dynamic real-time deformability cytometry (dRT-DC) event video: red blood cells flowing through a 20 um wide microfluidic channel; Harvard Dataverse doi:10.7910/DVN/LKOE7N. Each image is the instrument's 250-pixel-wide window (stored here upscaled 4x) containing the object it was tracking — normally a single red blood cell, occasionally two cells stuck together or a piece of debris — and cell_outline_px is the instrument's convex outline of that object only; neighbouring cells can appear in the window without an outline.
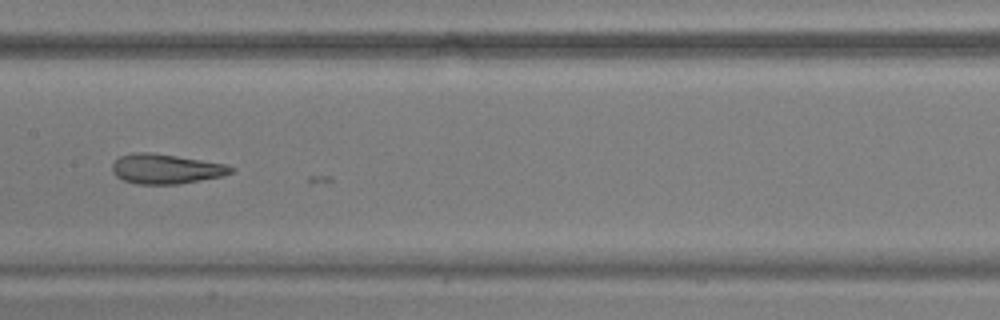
{"species": "common noctule bat (a hibernating species)", "species_latin": "Nyctalus noctula", "temperature_condition": "warm", "stored_images_in_passage": 13, "camera_frame_rate_fps": 3000, "um_per_image_px": 0.085, "animal": {"sex": "male", "body_mass_g": 17.9, "forearm_length_mm": 54.2}, "frame": {"image": 1, "passage_image": 12, "time_ms": 3.667, "image_size_px": [1000, 320], "cell_outline_px": [[236, 168], [232, 172], [224, 176], [180, 184], [136, 184], [124, 180], [116, 176], [112, 172], [112, 164], [120, 156], [136, 152], [152, 152], [228, 164]], "centroid_in_image_um": [14.14, 14.36], "position_along_channel_um": 193.3, "area_um2": 20.81}}